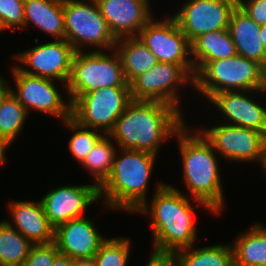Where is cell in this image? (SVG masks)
I'll return each mask as SVG.
<instances>
[{"instance_id": "obj_32", "label": "cell", "mask_w": 266, "mask_h": 266, "mask_svg": "<svg viewBox=\"0 0 266 266\" xmlns=\"http://www.w3.org/2000/svg\"><path fill=\"white\" fill-rule=\"evenodd\" d=\"M59 250L54 242L49 244H34L22 266H52Z\"/></svg>"}, {"instance_id": "obj_36", "label": "cell", "mask_w": 266, "mask_h": 266, "mask_svg": "<svg viewBox=\"0 0 266 266\" xmlns=\"http://www.w3.org/2000/svg\"><path fill=\"white\" fill-rule=\"evenodd\" d=\"M73 262H74L73 259L59 253L54 258L52 266H73Z\"/></svg>"}, {"instance_id": "obj_11", "label": "cell", "mask_w": 266, "mask_h": 266, "mask_svg": "<svg viewBox=\"0 0 266 266\" xmlns=\"http://www.w3.org/2000/svg\"><path fill=\"white\" fill-rule=\"evenodd\" d=\"M75 53V49L66 39H54V41L35 45L28 50H22V52L16 53L14 58L17 60L16 62L23 65H16L21 72L32 76L56 79L57 82H61L60 85L63 84V87L66 88Z\"/></svg>"}, {"instance_id": "obj_34", "label": "cell", "mask_w": 266, "mask_h": 266, "mask_svg": "<svg viewBox=\"0 0 266 266\" xmlns=\"http://www.w3.org/2000/svg\"><path fill=\"white\" fill-rule=\"evenodd\" d=\"M145 266H174L171 256H150Z\"/></svg>"}, {"instance_id": "obj_2", "label": "cell", "mask_w": 266, "mask_h": 266, "mask_svg": "<svg viewBox=\"0 0 266 266\" xmlns=\"http://www.w3.org/2000/svg\"><path fill=\"white\" fill-rule=\"evenodd\" d=\"M185 124L182 111L170 104L132 100L108 135L120 149L158 155L161 145L175 137Z\"/></svg>"}, {"instance_id": "obj_40", "label": "cell", "mask_w": 266, "mask_h": 266, "mask_svg": "<svg viewBox=\"0 0 266 266\" xmlns=\"http://www.w3.org/2000/svg\"><path fill=\"white\" fill-rule=\"evenodd\" d=\"M260 38L263 41L264 46L266 48V24L265 25H262L260 27Z\"/></svg>"}, {"instance_id": "obj_24", "label": "cell", "mask_w": 266, "mask_h": 266, "mask_svg": "<svg viewBox=\"0 0 266 266\" xmlns=\"http://www.w3.org/2000/svg\"><path fill=\"white\" fill-rule=\"evenodd\" d=\"M232 242L234 263L241 266H266V226L256 222Z\"/></svg>"}, {"instance_id": "obj_15", "label": "cell", "mask_w": 266, "mask_h": 266, "mask_svg": "<svg viewBox=\"0 0 266 266\" xmlns=\"http://www.w3.org/2000/svg\"><path fill=\"white\" fill-rule=\"evenodd\" d=\"M261 92L262 95L266 94V89L221 91L212 95L208 102L210 105L213 104L214 109L220 111L223 123L255 129L266 136V107L263 106V101L261 105L255 98ZM255 93L258 95L255 96Z\"/></svg>"}, {"instance_id": "obj_14", "label": "cell", "mask_w": 266, "mask_h": 266, "mask_svg": "<svg viewBox=\"0 0 266 266\" xmlns=\"http://www.w3.org/2000/svg\"><path fill=\"white\" fill-rule=\"evenodd\" d=\"M182 5L172 16L192 43L207 32L228 29L238 0H186Z\"/></svg>"}, {"instance_id": "obj_28", "label": "cell", "mask_w": 266, "mask_h": 266, "mask_svg": "<svg viewBox=\"0 0 266 266\" xmlns=\"http://www.w3.org/2000/svg\"><path fill=\"white\" fill-rule=\"evenodd\" d=\"M28 115L25 107L9 92L0 104V136L13 143L21 134Z\"/></svg>"}, {"instance_id": "obj_19", "label": "cell", "mask_w": 266, "mask_h": 266, "mask_svg": "<svg viewBox=\"0 0 266 266\" xmlns=\"http://www.w3.org/2000/svg\"><path fill=\"white\" fill-rule=\"evenodd\" d=\"M8 208L11 218L5 221L33 244L54 242L55 228L50 224L41 200L37 202L12 200Z\"/></svg>"}, {"instance_id": "obj_5", "label": "cell", "mask_w": 266, "mask_h": 266, "mask_svg": "<svg viewBox=\"0 0 266 266\" xmlns=\"http://www.w3.org/2000/svg\"><path fill=\"white\" fill-rule=\"evenodd\" d=\"M194 89L206 100L221 91L266 89V69L238 54L209 61L195 74Z\"/></svg>"}, {"instance_id": "obj_37", "label": "cell", "mask_w": 266, "mask_h": 266, "mask_svg": "<svg viewBox=\"0 0 266 266\" xmlns=\"http://www.w3.org/2000/svg\"><path fill=\"white\" fill-rule=\"evenodd\" d=\"M10 85L11 84H8L5 78H3V75H0V104L4 97L10 92Z\"/></svg>"}, {"instance_id": "obj_20", "label": "cell", "mask_w": 266, "mask_h": 266, "mask_svg": "<svg viewBox=\"0 0 266 266\" xmlns=\"http://www.w3.org/2000/svg\"><path fill=\"white\" fill-rule=\"evenodd\" d=\"M260 27L237 5L231 14L228 31L237 54L260 63L266 69V48L260 38Z\"/></svg>"}, {"instance_id": "obj_25", "label": "cell", "mask_w": 266, "mask_h": 266, "mask_svg": "<svg viewBox=\"0 0 266 266\" xmlns=\"http://www.w3.org/2000/svg\"><path fill=\"white\" fill-rule=\"evenodd\" d=\"M174 266H233L231 243L205 247L190 246L176 251L172 256Z\"/></svg>"}, {"instance_id": "obj_1", "label": "cell", "mask_w": 266, "mask_h": 266, "mask_svg": "<svg viewBox=\"0 0 266 266\" xmlns=\"http://www.w3.org/2000/svg\"><path fill=\"white\" fill-rule=\"evenodd\" d=\"M150 204L145 202L134 214L149 215L153 236L152 255L172 256L176 251L193 246L197 241V225L191 200L211 214L218 215L206 202L189 198L182 190L158 182ZM185 193V194H184Z\"/></svg>"}, {"instance_id": "obj_35", "label": "cell", "mask_w": 266, "mask_h": 266, "mask_svg": "<svg viewBox=\"0 0 266 266\" xmlns=\"http://www.w3.org/2000/svg\"><path fill=\"white\" fill-rule=\"evenodd\" d=\"M14 143H11L7 138L0 136V165L5 164L7 161L5 158L7 148Z\"/></svg>"}, {"instance_id": "obj_18", "label": "cell", "mask_w": 266, "mask_h": 266, "mask_svg": "<svg viewBox=\"0 0 266 266\" xmlns=\"http://www.w3.org/2000/svg\"><path fill=\"white\" fill-rule=\"evenodd\" d=\"M116 39L137 36L154 17L149 0H95Z\"/></svg>"}, {"instance_id": "obj_16", "label": "cell", "mask_w": 266, "mask_h": 266, "mask_svg": "<svg viewBox=\"0 0 266 266\" xmlns=\"http://www.w3.org/2000/svg\"><path fill=\"white\" fill-rule=\"evenodd\" d=\"M52 189L40 200L54 228L72 219L83 217L84 211L100 200L99 188L93 183L81 186L69 184Z\"/></svg>"}, {"instance_id": "obj_3", "label": "cell", "mask_w": 266, "mask_h": 266, "mask_svg": "<svg viewBox=\"0 0 266 266\" xmlns=\"http://www.w3.org/2000/svg\"><path fill=\"white\" fill-rule=\"evenodd\" d=\"M187 126L185 124L174 138L179 144L183 180L191 194L189 197L206 202L219 215L224 211L225 195L218 153L198 129Z\"/></svg>"}, {"instance_id": "obj_12", "label": "cell", "mask_w": 266, "mask_h": 266, "mask_svg": "<svg viewBox=\"0 0 266 266\" xmlns=\"http://www.w3.org/2000/svg\"><path fill=\"white\" fill-rule=\"evenodd\" d=\"M153 17L137 35L159 62L181 66H194L191 43L182 32L176 19Z\"/></svg>"}, {"instance_id": "obj_31", "label": "cell", "mask_w": 266, "mask_h": 266, "mask_svg": "<svg viewBox=\"0 0 266 266\" xmlns=\"http://www.w3.org/2000/svg\"><path fill=\"white\" fill-rule=\"evenodd\" d=\"M24 25V0H0V33L10 28L22 30Z\"/></svg>"}, {"instance_id": "obj_39", "label": "cell", "mask_w": 266, "mask_h": 266, "mask_svg": "<svg viewBox=\"0 0 266 266\" xmlns=\"http://www.w3.org/2000/svg\"><path fill=\"white\" fill-rule=\"evenodd\" d=\"M259 162L261 163L262 170L266 173V142L264 143Z\"/></svg>"}, {"instance_id": "obj_38", "label": "cell", "mask_w": 266, "mask_h": 266, "mask_svg": "<svg viewBox=\"0 0 266 266\" xmlns=\"http://www.w3.org/2000/svg\"><path fill=\"white\" fill-rule=\"evenodd\" d=\"M73 266H96L93 258L75 259Z\"/></svg>"}, {"instance_id": "obj_10", "label": "cell", "mask_w": 266, "mask_h": 266, "mask_svg": "<svg viewBox=\"0 0 266 266\" xmlns=\"http://www.w3.org/2000/svg\"><path fill=\"white\" fill-rule=\"evenodd\" d=\"M14 65L11 74L16 87L10 86V92L28 114L34 110L59 118L60 121L71 117V102L68 97L67 100L65 97L63 99L59 88L54 84L56 80L25 74Z\"/></svg>"}, {"instance_id": "obj_6", "label": "cell", "mask_w": 266, "mask_h": 266, "mask_svg": "<svg viewBox=\"0 0 266 266\" xmlns=\"http://www.w3.org/2000/svg\"><path fill=\"white\" fill-rule=\"evenodd\" d=\"M107 52L110 54L94 50L74 54L64 90L71 103L78 96L102 87H129L118 52L115 49Z\"/></svg>"}, {"instance_id": "obj_30", "label": "cell", "mask_w": 266, "mask_h": 266, "mask_svg": "<svg viewBox=\"0 0 266 266\" xmlns=\"http://www.w3.org/2000/svg\"><path fill=\"white\" fill-rule=\"evenodd\" d=\"M131 240L124 236L108 237L93 257L96 266H127Z\"/></svg>"}, {"instance_id": "obj_33", "label": "cell", "mask_w": 266, "mask_h": 266, "mask_svg": "<svg viewBox=\"0 0 266 266\" xmlns=\"http://www.w3.org/2000/svg\"><path fill=\"white\" fill-rule=\"evenodd\" d=\"M238 6L259 26L266 24V0H238Z\"/></svg>"}, {"instance_id": "obj_22", "label": "cell", "mask_w": 266, "mask_h": 266, "mask_svg": "<svg viewBox=\"0 0 266 266\" xmlns=\"http://www.w3.org/2000/svg\"><path fill=\"white\" fill-rule=\"evenodd\" d=\"M237 54L228 29L207 32L191 43L195 74L209 61L224 60Z\"/></svg>"}, {"instance_id": "obj_26", "label": "cell", "mask_w": 266, "mask_h": 266, "mask_svg": "<svg viewBox=\"0 0 266 266\" xmlns=\"http://www.w3.org/2000/svg\"><path fill=\"white\" fill-rule=\"evenodd\" d=\"M115 145V146H114ZM116 143L108 134H104L87 154L80 164L93 177V184L98 188L106 181L111 173L116 154Z\"/></svg>"}, {"instance_id": "obj_17", "label": "cell", "mask_w": 266, "mask_h": 266, "mask_svg": "<svg viewBox=\"0 0 266 266\" xmlns=\"http://www.w3.org/2000/svg\"><path fill=\"white\" fill-rule=\"evenodd\" d=\"M107 238L86 216L60 224L54 232V243L59 253L73 260L93 258Z\"/></svg>"}, {"instance_id": "obj_8", "label": "cell", "mask_w": 266, "mask_h": 266, "mask_svg": "<svg viewBox=\"0 0 266 266\" xmlns=\"http://www.w3.org/2000/svg\"><path fill=\"white\" fill-rule=\"evenodd\" d=\"M186 84L194 87L195 66L158 62L149 71L136 76L129 87L132 100L160 101L181 111L178 93Z\"/></svg>"}, {"instance_id": "obj_4", "label": "cell", "mask_w": 266, "mask_h": 266, "mask_svg": "<svg viewBox=\"0 0 266 266\" xmlns=\"http://www.w3.org/2000/svg\"><path fill=\"white\" fill-rule=\"evenodd\" d=\"M118 150L120 154L116 151L110 175L99 187V199L103 200L105 208L133 214L148 202V182L157 155L131 149Z\"/></svg>"}, {"instance_id": "obj_13", "label": "cell", "mask_w": 266, "mask_h": 266, "mask_svg": "<svg viewBox=\"0 0 266 266\" xmlns=\"http://www.w3.org/2000/svg\"><path fill=\"white\" fill-rule=\"evenodd\" d=\"M198 130L225 160L236 163H259L266 142V136L262 132L225 123Z\"/></svg>"}, {"instance_id": "obj_27", "label": "cell", "mask_w": 266, "mask_h": 266, "mask_svg": "<svg viewBox=\"0 0 266 266\" xmlns=\"http://www.w3.org/2000/svg\"><path fill=\"white\" fill-rule=\"evenodd\" d=\"M33 245L7 221H0V266H22Z\"/></svg>"}, {"instance_id": "obj_29", "label": "cell", "mask_w": 266, "mask_h": 266, "mask_svg": "<svg viewBox=\"0 0 266 266\" xmlns=\"http://www.w3.org/2000/svg\"><path fill=\"white\" fill-rule=\"evenodd\" d=\"M61 123L73 132L68 142V148L75 161L77 160V164L80 165L104 133L97 129L82 126L72 117Z\"/></svg>"}, {"instance_id": "obj_9", "label": "cell", "mask_w": 266, "mask_h": 266, "mask_svg": "<svg viewBox=\"0 0 266 266\" xmlns=\"http://www.w3.org/2000/svg\"><path fill=\"white\" fill-rule=\"evenodd\" d=\"M131 101L130 87H102L78 96L71 103V117L82 126L109 134Z\"/></svg>"}, {"instance_id": "obj_21", "label": "cell", "mask_w": 266, "mask_h": 266, "mask_svg": "<svg viewBox=\"0 0 266 266\" xmlns=\"http://www.w3.org/2000/svg\"><path fill=\"white\" fill-rule=\"evenodd\" d=\"M24 29L36 26L54 39H65L63 0H24Z\"/></svg>"}, {"instance_id": "obj_7", "label": "cell", "mask_w": 266, "mask_h": 266, "mask_svg": "<svg viewBox=\"0 0 266 266\" xmlns=\"http://www.w3.org/2000/svg\"><path fill=\"white\" fill-rule=\"evenodd\" d=\"M86 1L63 0L65 39L76 52L83 51L84 47H95L94 51L115 49L117 39L95 0Z\"/></svg>"}, {"instance_id": "obj_23", "label": "cell", "mask_w": 266, "mask_h": 266, "mask_svg": "<svg viewBox=\"0 0 266 266\" xmlns=\"http://www.w3.org/2000/svg\"><path fill=\"white\" fill-rule=\"evenodd\" d=\"M115 50L120 56L128 83L159 62L138 36L117 39Z\"/></svg>"}]
</instances>
